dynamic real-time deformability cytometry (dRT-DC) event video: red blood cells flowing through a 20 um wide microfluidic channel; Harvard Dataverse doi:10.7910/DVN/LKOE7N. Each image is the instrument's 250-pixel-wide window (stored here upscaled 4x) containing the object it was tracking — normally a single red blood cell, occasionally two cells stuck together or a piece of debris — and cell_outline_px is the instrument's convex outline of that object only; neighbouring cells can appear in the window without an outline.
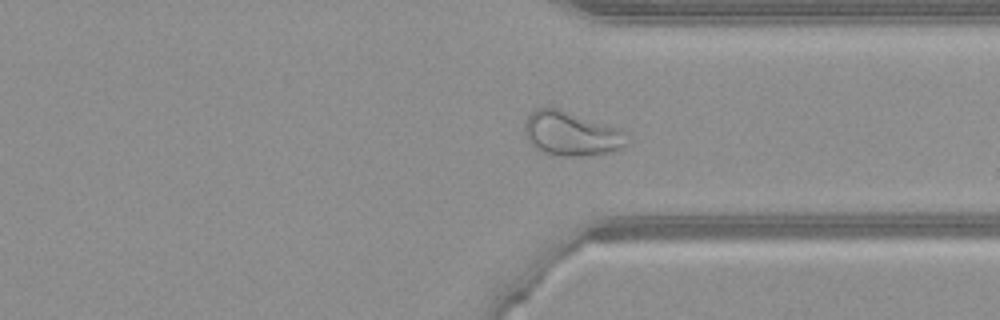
{"species": "common noctule bat (a hibernating species)", "species_latin": "Nyctalus noctula", "temperature_condition": "warm", "stored_images_in_passage": 48, "camera_frame_rate_fps": 3000, "um_per_image_px": 0.085, "animal": {"sex": "female", "body_mass_g": 21.9}, "frame": {"image": 1, "passage_image": 35, "time_ms": 11.333, "image_size_px": [1000, 320], "cell_outline_px": [[632, 140], [624, 148], [592, 156], [560, 156], [544, 152], [536, 148], [528, 140], [524, 128], [524, 124], [528, 116], [536, 108], [556, 108], [620, 128]], "centroid_in_image_um": [48.62, 11.38], "position_along_channel_um": 362.8, "area_um2": 26.47}}